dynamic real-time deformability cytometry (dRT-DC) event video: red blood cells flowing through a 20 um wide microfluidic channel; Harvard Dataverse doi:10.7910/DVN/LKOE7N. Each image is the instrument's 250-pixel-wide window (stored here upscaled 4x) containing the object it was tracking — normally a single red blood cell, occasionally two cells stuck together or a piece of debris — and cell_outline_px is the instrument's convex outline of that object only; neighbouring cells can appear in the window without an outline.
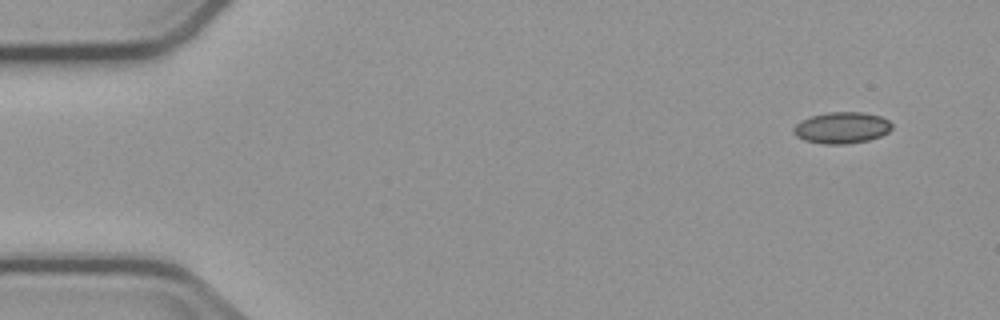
{"species": "common noctule bat (a hibernating species)", "species_latin": "Nyctalus noctula", "temperature_condition": "cold", "stored_images_in_passage": 5, "camera_frame_rate_fps": 3000, "um_per_image_px": 0.085, "animal": {"sex": "male", "body_mass_g": 23.1, "forearm_length_mm": 52.7}, "frame": {"image": 1, "passage_image": 1, "time_ms": 0.0, "image_size_px": [1000, 320], "cell_outline_px": [[892, 128], [888, 132], [880, 136], [868, 140], [844, 144], [824, 144], [804, 140], [796, 136], [792, 132], [792, 128], [800, 120], [812, 116], [828, 112], [864, 112], [880, 116], [888, 120], [892, 124]], "centroid_in_image_um": [71.53, 10.85], "position_along_channel_um": 13.5, "area_um2": 18.03}}
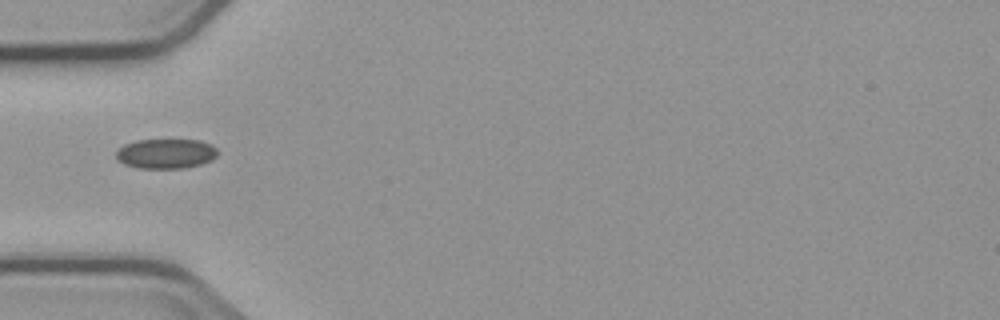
{"frame": {"image": 2, "passage_image": 5, "time_ms": 4.667, "image_size_px": [1000, 320], "cell_outline_px": [[216, 156], [212, 160], [200, 164], [184, 168], [140, 168], [124, 164], [116, 160], [116, 152], [124, 144], [136, 140], [200, 140], [212, 144], [216, 148]], "centroid_in_image_um": [14.09, 13.06], "position_along_channel_um": 70.9, "area_um2": 17.63}}